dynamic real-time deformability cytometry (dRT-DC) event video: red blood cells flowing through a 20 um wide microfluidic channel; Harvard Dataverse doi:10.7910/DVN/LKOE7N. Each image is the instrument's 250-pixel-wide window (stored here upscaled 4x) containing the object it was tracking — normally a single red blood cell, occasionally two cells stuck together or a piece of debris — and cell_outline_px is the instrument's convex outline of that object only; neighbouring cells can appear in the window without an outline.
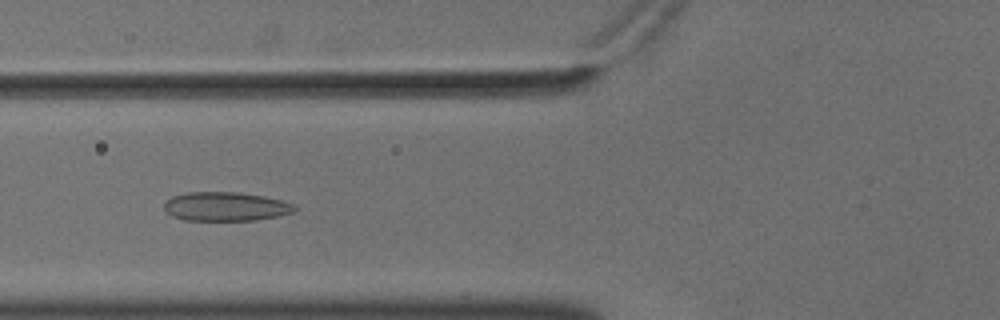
{"species": "common noctule bat (a hibernating species)", "species_latin": "Nyctalus noctula", "temperature_condition": "cold", "stored_images_in_passage": 57, "camera_frame_rate_fps": 3000, "um_per_image_px": 0.085, "animal": {"sex": "male", "body_mass_g": 18.8}, "frame": {"image": 1, "passage_image": 23, "time_ms": 7.333, "image_size_px": [1000, 320], "cell_outline_px": [[296, 208], [292, 212], [280, 216], [256, 220], [184, 220], [172, 216], [164, 212], [164, 204], [172, 196], [188, 192], [236, 192], [264, 196], [284, 200], [296, 204]], "centroid_in_image_um": [19.2, 17.55], "position_along_channel_um": 106.6, "area_um2": 22.2}}
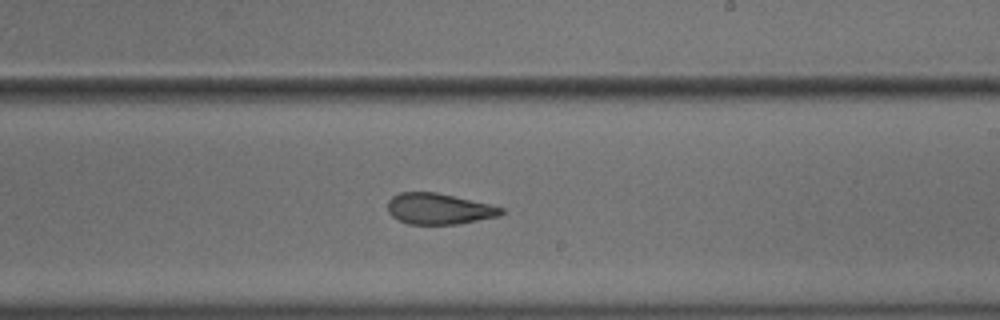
{"frame": {"image": 2, "passage_image": 35, "time_ms": 11.333, "image_size_px": [1000, 320], "cell_outline_px": [[504, 212], [500, 216], [460, 224], [408, 224], [392, 216], [388, 212], [388, 200], [392, 196], [400, 192], [436, 192], [492, 204], [504, 208]], "centroid_in_image_um": [37.34, 17.75], "position_along_channel_um": 251.7, "area_um2": 20.69}}
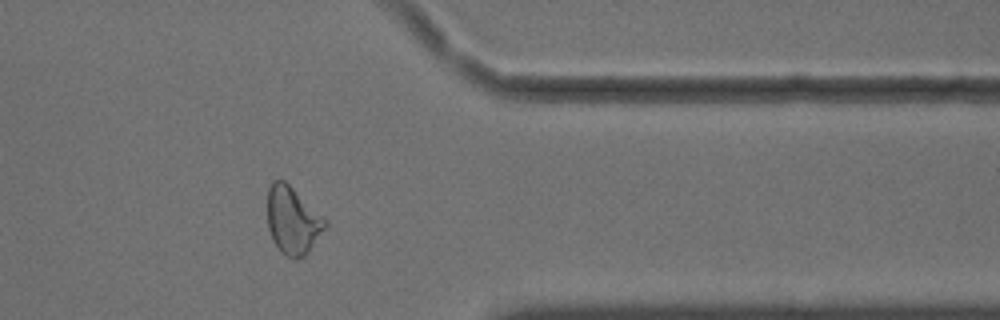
{"frame": {"image": 3, "passage_image": 47, "time_ms": 15.333, "image_size_px": [1000, 320], "cell_outline_px": [[328, 224], [308, 252], [304, 256], [296, 260], [280, 252], [272, 240], [268, 228], [268, 188], [272, 180], [284, 180], [328, 220]], "centroid_in_image_um": [24.88, 18.74], "position_along_channel_um": 386.5, "area_um2": 22.72}, "authors_computed_cell_mechanics": {"area_um2": 23.2934, "velocity_mm_per_s": 3.6115, "shape_relaxation_time_tau1_ms": 11.012, "shape_relaxation_time_tau2_ms": 2.6265, "deformation_change_tau1": 0.2032, "deformation_change_tau2": 0.1001}}